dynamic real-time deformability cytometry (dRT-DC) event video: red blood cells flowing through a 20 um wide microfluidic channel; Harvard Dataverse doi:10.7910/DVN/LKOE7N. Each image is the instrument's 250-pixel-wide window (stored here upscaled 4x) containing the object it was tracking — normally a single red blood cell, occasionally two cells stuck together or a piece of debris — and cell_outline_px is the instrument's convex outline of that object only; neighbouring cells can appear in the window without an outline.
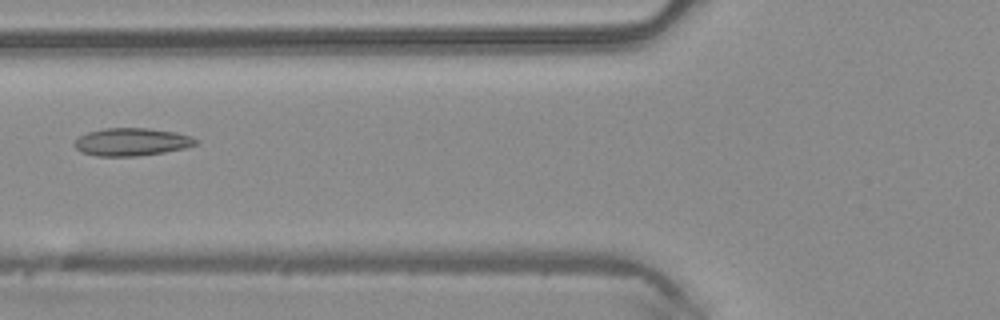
{"species": "common noctule bat (a hibernating species)", "species_latin": "Nyctalus noctula", "temperature_condition": "warm", "stored_images_in_passage": 6, "camera_frame_rate_fps": 3000, "um_per_image_px": 0.085, "animal": {"sex": "male", "body_mass_g": 20.4}, "frame": {"image": 1, "passage_image": 6, "time_ms": 1.667, "image_size_px": [1000, 320], "cell_outline_px": [[200, 144], [184, 148], [164, 152], [136, 156], [96, 156], [80, 152], [72, 144], [80, 136], [88, 132], [104, 128], [148, 128], [176, 132], [192, 136], [200, 140]], "centroid_in_image_um": [11.22, 12.06], "position_along_channel_um": 114.6, "area_um2": 19.83}}